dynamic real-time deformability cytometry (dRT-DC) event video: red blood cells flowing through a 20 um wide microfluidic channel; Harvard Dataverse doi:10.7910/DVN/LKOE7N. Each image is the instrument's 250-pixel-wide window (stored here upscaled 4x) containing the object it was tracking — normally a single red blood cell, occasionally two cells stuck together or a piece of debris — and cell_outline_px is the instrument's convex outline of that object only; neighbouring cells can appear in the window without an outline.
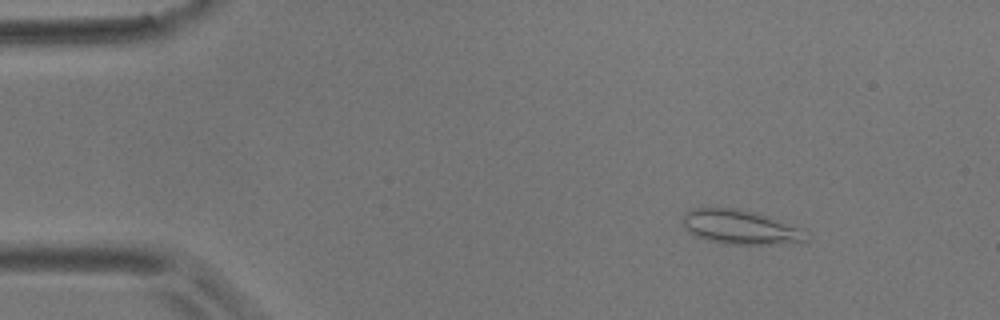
{"species": "common noctule bat (a hibernating species)", "species_latin": "Nyctalus noctula", "temperature_condition": "room temperature", "stored_images_in_passage": 54, "camera_frame_rate_fps": 3000, "um_per_image_px": 0.085, "animal": {"sex": "male", "body_mass_g": 17.9}, "frame": {"image": 1, "passage_image": 6, "time_ms": 1.667, "image_size_px": [1000, 320], "cell_outline_px": [[808, 240], [780, 244], [724, 244], [708, 240], [696, 236], [688, 232], [684, 224], [684, 212], [692, 208], [740, 208], [756, 212], [768, 216], [800, 228]], "centroid_in_image_um": [62.88, 19.3], "position_along_channel_um": 22.1, "area_um2": 24.45}}
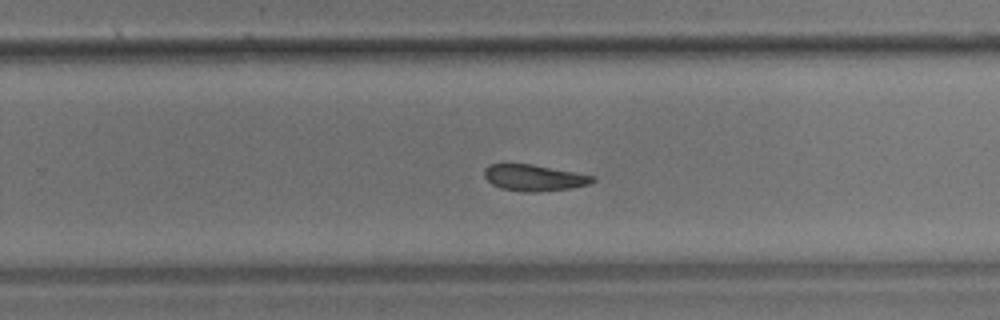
{"frame": {"image": 2, "passage_image": 34, "time_ms": 11.0, "image_size_px": [1000, 320], "cell_outline_px": [[596, 180], [588, 184], [572, 188], [540, 192], [524, 192], [500, 188], [492, 184], [484, 176], [484, 168], [488, 164], [532, 164], [596, 176]], "centroid_in_image_um": [45.4, 15.11], "position_along_channel_um": 284.4, "area_um2": 16.7}}
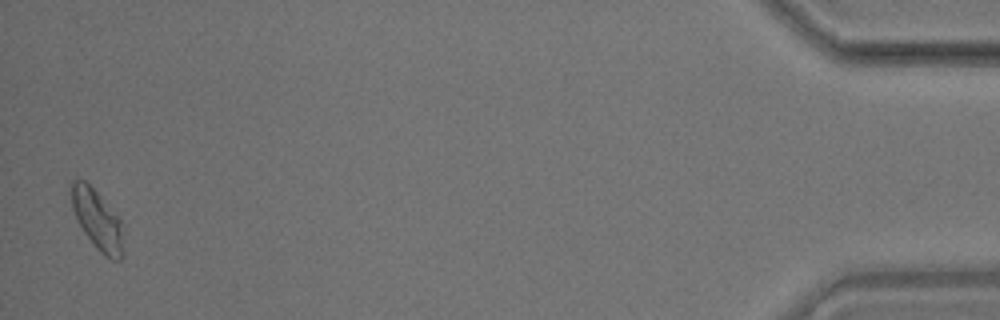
{"frame": {"image": 3, "passage_image": 53, "time_ms": 17.333, "image_size_px": [1000, 320], "cell_outline_px": [[124, 256], [120, 260], [112, 260], [104, 256], [96, 248], [84, 232], [72, 208], [68, 184], [72, 180], [84, 180], [100, 196], [120, 220], [124, 252]], "centroid_in_image_um": [8.25, 18.69], "position_along_channel_um": 427.0, "area_um2": 18.03}, "authors_computed_cell_mechanics": {"area_um2": 17.8313, "velocity_mm_per_s": 3.6445, "shape_relaxation_time_tau1_ms": 9.816, "shape_relaxation_time_tau2_ms": 4.1396, "deformation_change_tau1": 0.152, "deformation_change_tau2": 0.1038}}